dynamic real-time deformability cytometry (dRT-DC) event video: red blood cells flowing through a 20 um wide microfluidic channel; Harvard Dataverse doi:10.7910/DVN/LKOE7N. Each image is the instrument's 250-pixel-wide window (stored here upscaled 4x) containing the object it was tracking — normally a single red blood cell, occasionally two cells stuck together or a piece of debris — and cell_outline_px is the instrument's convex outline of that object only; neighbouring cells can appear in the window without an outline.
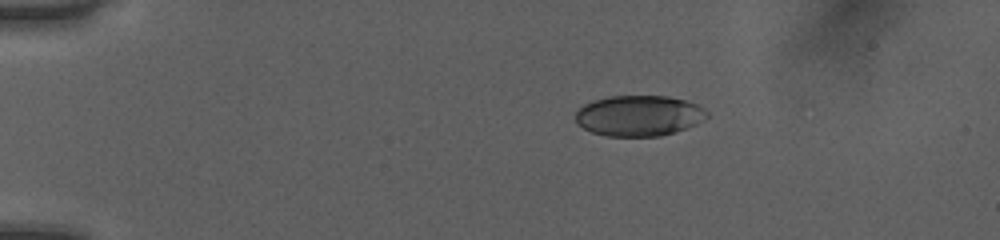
{"species": "human", "species_latin": "Homo sapiens", "temperature_condition": "room temperature", "stored_images_in_passage": 42, "camera_frame_rate_fps": 3000, "um_per_image_px": 0.085, "donor": {"sex": "female"}, "frame": {"image": 1, "passage_image": 1, "time_ms": 0.0, "image_size_px": [1000, 240], "cell_outline_px": [[708, 116], [696, 124], [660, 136], [608, 136], [592, 132], [584, 128], [576, 120], [576, 112], [584, 104], [608, 96], [668, 96], [684, 100], [696, 104], [704, 108], [708, 112]], "centroid_in_image_um": [54.32, 9.83], "position_along_channel_um": 30.7, "area_um2": 30.81}}
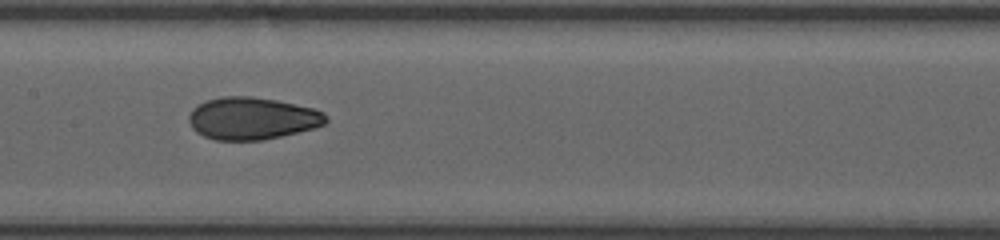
{"frame": {"image": 2, "passage_image": 18, "time_ms": 5.667, "image_size_px": [1000, 240], "cell_outline_px": [[328, 120], [324, 124], [312, 128], [280, 136], [260, 140], [216, 140], [204, 136], [196, 132], [192, 128], [188, 120], [188, 116], [192, 108], [208, 100], [220, 96], [252, 96], [276, 100], [312, 108], [324, 112], [328, 116]], "centroid_in_image_um": [21.4, 10.06], "position_along_channel_um": 186.0, "area_um2": 33.64}}
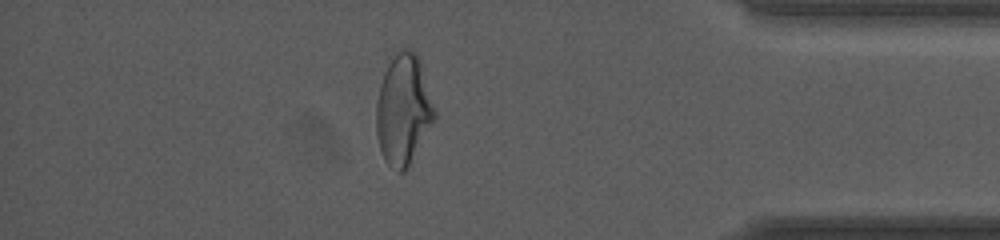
{"frame": {"image": 3, "passage_image": 36, "time_ms": 11.667, "image_size_px": [1000, 240], "cell_outline_px": [[436, 116], [408, 168], [404, 172], [396, 172], [388, 164], [380, 148], [376, 132], [376, 104], [380, 84], [384, 72], [388, 64], [396, 52], [404, 48], [408, 48], [416, 52], [420, 56], [436, 112]], "centroid_in_image_um": [34.3, 9.29], "position_along_channel_um": 400.9, "area_um2": 37.63}, "authors_computed_cell_mechanics": {"area_um2": 33.5529, "velocity_mm_per_s": 4.0553, "shape_relaxation_time_tau1_ms": 6.5233, "shape_relaxation_time_tau2_ms": 1.1256, "deformation_change_tau1": 0.1989, "deformation_change_tau2": 0.058}}